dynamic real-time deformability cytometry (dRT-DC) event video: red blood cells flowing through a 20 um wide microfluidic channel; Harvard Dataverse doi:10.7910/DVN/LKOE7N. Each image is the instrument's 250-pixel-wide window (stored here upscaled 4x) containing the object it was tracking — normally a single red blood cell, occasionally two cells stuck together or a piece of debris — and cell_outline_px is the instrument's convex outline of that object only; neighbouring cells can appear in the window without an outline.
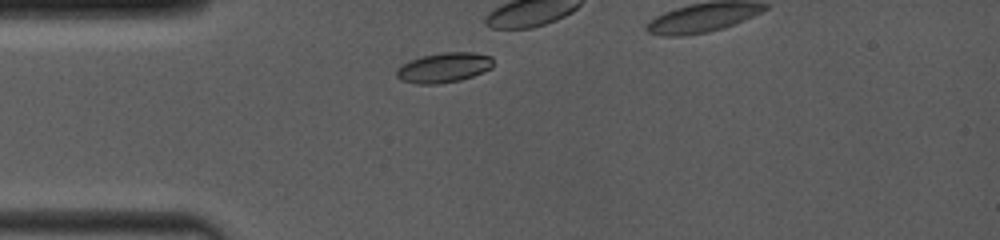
{"species": "common noctule bat (a hibernating species)", "species_latin": "Nyctalus noctula", "temperature_condition": "room temperature", "stored_images_in_passage": 19, "camera_frame_rate_fps": 4000, "um_per_image_px": 0.085, "animal": {"sex": "female", "body_mass_g": 19.0, "forearm_length_mm": 53.3}, "frame": {"image": 1, "passage_image": 1, "time_ms": 0.0, "image_size_px": [1000, 240], "cell_outline_px": [[492, 68], [472, 76], [460, 80], [440, 84], [416, 84], [400, 80], [396, 76], [396, 68], [420, 56], [440, 52], [472, 52], [492, 56]], "centroid_in_image_um": [37.71, 5.74], "position_along_channel_um": 47.3, "area_um2": 16.94}}